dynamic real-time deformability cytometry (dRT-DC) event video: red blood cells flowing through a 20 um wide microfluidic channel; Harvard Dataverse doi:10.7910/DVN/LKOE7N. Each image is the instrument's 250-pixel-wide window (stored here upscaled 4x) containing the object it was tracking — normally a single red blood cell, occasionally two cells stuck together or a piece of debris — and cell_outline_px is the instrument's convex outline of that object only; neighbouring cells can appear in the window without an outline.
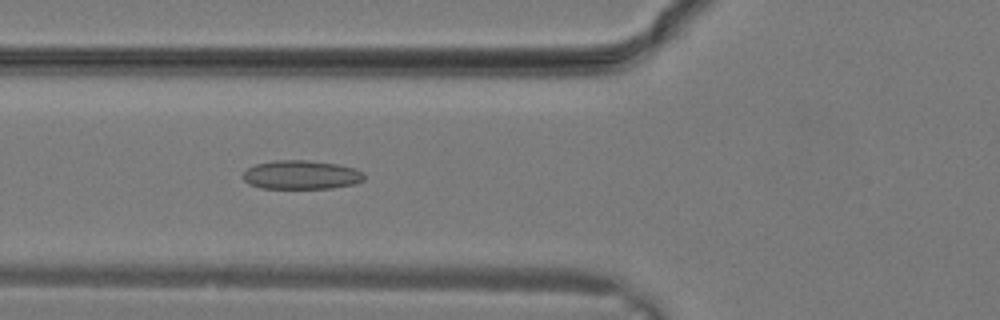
{"species": "common noctule bat (a hibernating species)", "species_latin": "Nyctalus noctula", "temperature_condition": "warm", "stored_images_in_passage": 5, "camera_frame_rate_fps": 3000, "um_per_image_px": 0.085, "animal": {"sex": "male", "body_mass_g": 19.2, "forearm_length_mm": 51.8}, "frame": {"image": 1, "passage_image": 5, "time_ms": 1.333, "image_size_px": [1000, 320], "cell_outline_px": [[364, 180], [356, 184], [332, 188], [260, 188], [248, 184], [244, 180], [244, 172], [248, 168], [256, 164], [272, 160], [308, 160], [336, 164], [356, 168], [364, 172]], "centroid_in_image_um": [25.63, 14.86], "position_along_channel_um": 100.2, "area_um2": 20.52}}